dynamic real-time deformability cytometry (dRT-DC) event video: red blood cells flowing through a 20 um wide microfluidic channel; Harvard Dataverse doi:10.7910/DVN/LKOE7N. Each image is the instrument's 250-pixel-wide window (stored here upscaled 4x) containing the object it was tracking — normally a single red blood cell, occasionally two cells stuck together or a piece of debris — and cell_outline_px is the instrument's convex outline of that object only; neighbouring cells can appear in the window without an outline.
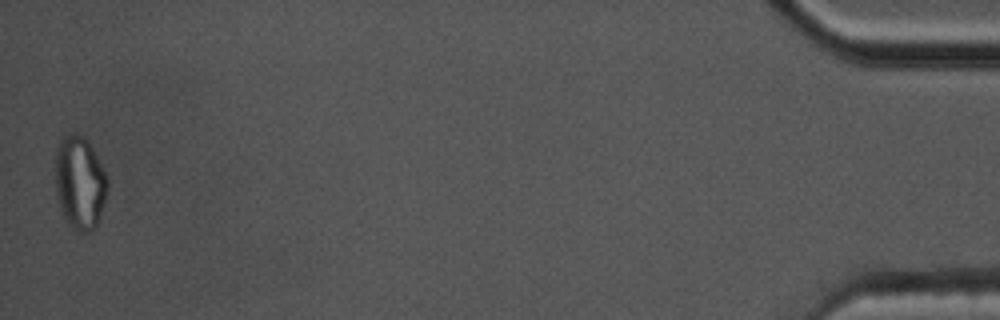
{"species": "common noctule bat (a hibernating species)", "species_latin": "Nyctalus noctula", "temperature_condition": "cold", "stored_images_in_passage": 55, "segment_of_instrument_passage": [2, 2], "camera_frame_rate_fps": 3000, "um_per_image_px": 0.085, "animal": {"sex": "male", "body_mass_g": 17.5, "forearm_length_mm": 52.3}, "frame": {"image": 1, "passage_image": 55, "time_ms": 18.0, "image_size_px": [1000, 320], "cell_outline_px": [[108, 184], [104, 200], [96, 228], [92, 232], [76, 232], [68, 224], [60, 208], [56, 192], [56, 148], [60, 140], [64, 136], [72, 132], [76, 132], [84, 136], [88, 140], [108, 180]], "centroid_in_image_um": [6.77, 15.53], "position_along_channel_um": 428.4, "area_um2": 28.26}}